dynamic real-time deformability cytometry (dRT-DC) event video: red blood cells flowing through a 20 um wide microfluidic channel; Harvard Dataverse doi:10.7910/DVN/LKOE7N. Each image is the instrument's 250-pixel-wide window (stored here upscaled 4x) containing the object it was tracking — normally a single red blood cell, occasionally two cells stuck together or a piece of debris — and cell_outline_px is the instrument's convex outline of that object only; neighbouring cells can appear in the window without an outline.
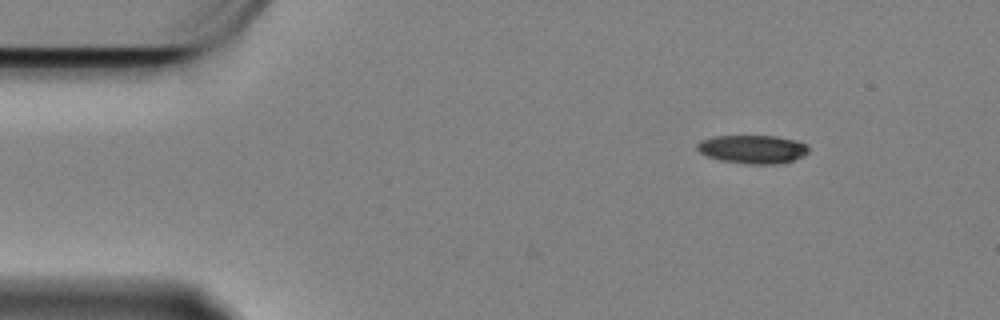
{"species": "Egyptian fruit bat (a non-hibernating species)", "species_latin": "Rousettus aegyptiacus", "temperature_condition": "cold", "stored_images_in_passage": 41, "camera_frame_rate_fps": 3000, "um_per_image_px": 0.085, "animal": {"sex": "female"}, "frame": {"image": 1, "passage_image": 1, "time_ms": 0.0, "image_size_px": [1000, 320], "cell_outline_px": [[808, 152], [792, 160], [776, 164], [748, 164], [720, 160], [708, 156], [700, 152], [696, 148], [696, 144], [700, 140], [712, 136], [776, 136], [796, 140], [804, 144], [808, 148]], "centroid_in_image_um": [63.92, 12.67], "position_along_channel_um": 21.1, "area_um2": 18.32}}
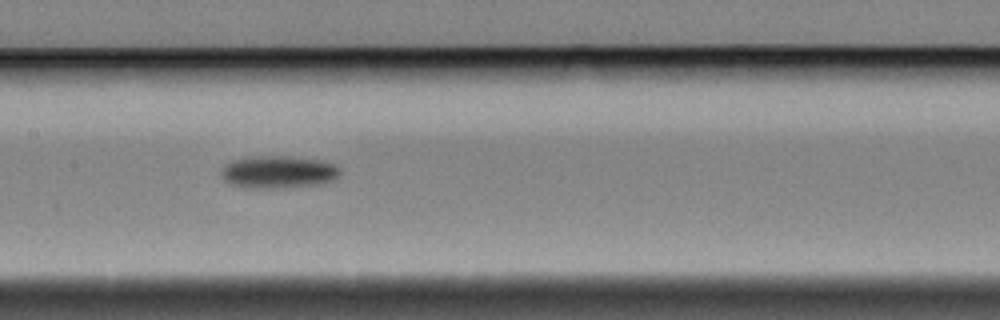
{"frame": {"image": 2, "passage_image": 22, "time_ms": 7.0, "image_size_px": [1000, 320], "cell_outline_px": [[340, 176], [332, 180], [320, 184], [284, 188], [244, 188], [228, 184], [220, 176], [220, 172], [232, 160], [256, 156], [288, 156], [320, 160], [332, 164], [340, 168]], "centroid_in_image_um": [23.64, 14.64], "position_along_channel_um": 183.8, "area_um2": 22.66}}
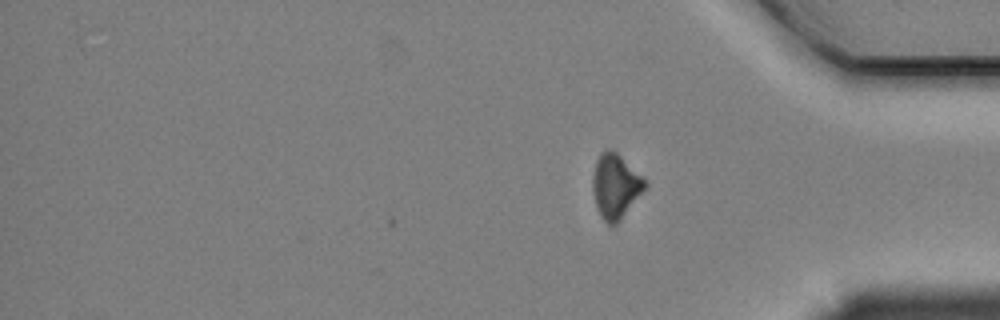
{"frame": {"image": 3, "passage_image": 41, "time_ms": 13.333, "image_size_px": [1000, 320], "cell_outline_px": [[648, 188], [620, 220], [616, 224], [608, 224], [600, 216], [596, 208], [592, 192], [592, 176], [596, 160], [600, 152], [608, 148], [612, 148], [644, 176], [648, 180]], "centroid_in_image_um": [52.34, 15.8], "position_along_channel_um": 382.9, "area_um2": 20.35}, "authors_computed_cell_mechanics": {"area_um2": 20.7502, "velocity_mm_per_s": 3.3488, "shape_relaxation_time_tau1_ms": 5.8216, "shape_relaxation_time_tau2_ms": null, "deformation_change_tau1": 0.1389, "deformation_change_tau2": null}}